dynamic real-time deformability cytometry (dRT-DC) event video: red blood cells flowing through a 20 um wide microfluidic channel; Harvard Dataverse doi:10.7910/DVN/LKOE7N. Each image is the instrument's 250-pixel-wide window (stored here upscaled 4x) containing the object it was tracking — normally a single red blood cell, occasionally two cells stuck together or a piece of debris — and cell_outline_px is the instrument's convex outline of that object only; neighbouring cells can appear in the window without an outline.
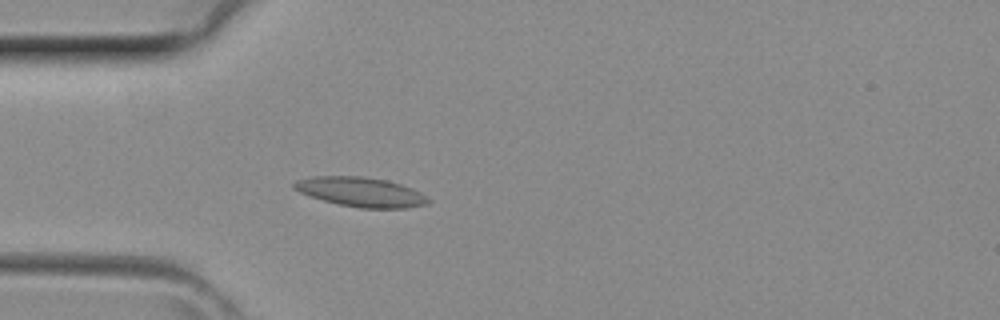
{"species": "common noctule bat (a hibernating species)", "species_latin": "Nyctalus noctula", "temperature_condition": "room temperature", "stored_images_in_passage": 3, "camera_frame_rate_fps": 3000, "um_per_image_px": 0.085, "animal": {"sex": "female", "body_mass_g": 29.2, "forearm_length_mm": 56.3}, "frame": {"image": 1, "passage_image": 3, "time_ms": 0.667, "image_size_px": [1000, 320], "cell_outline_px": [[432, 200], [428, 204], [404, 208], [360, 208], [340, 204], [324, 200], [300, 192], [292, 188], [292, 184], [296, 180], [312, 176], [364, 176], [388, 180], [412, 188], [420, 192]], "centroid_in_image_um": [30.69, 16.31], "position_along_channel_um": 54.3, "area_um2": 23.06}}